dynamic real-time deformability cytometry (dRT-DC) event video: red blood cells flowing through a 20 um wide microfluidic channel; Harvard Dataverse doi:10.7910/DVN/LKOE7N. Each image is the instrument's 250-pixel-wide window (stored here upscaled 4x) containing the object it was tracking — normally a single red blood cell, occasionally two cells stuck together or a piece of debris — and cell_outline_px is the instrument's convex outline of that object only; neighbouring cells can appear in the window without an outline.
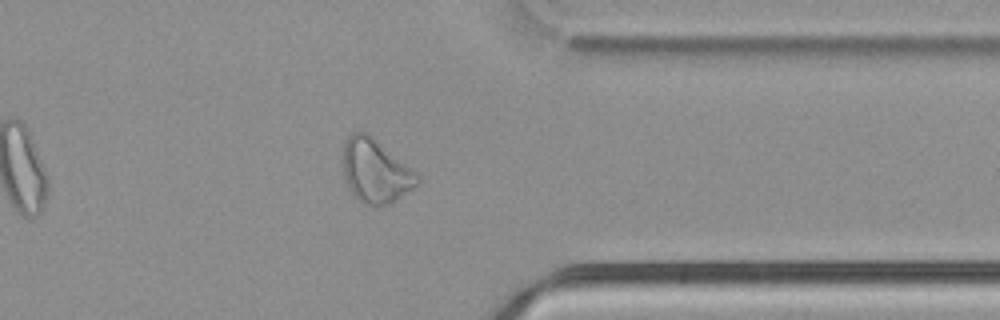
{"species": "common noctule bat (a hibernating species)", "species_latin": "Nyctalus noctula", "temperature_condition": "cold", "stored_images_in_passage": 35, "camera_frame_rate_fps": 3000, "um_per_image_px": 0.085, "animal": {"sex": "male", "body_mass_g": 21.5, "forearm_length_mm": 52.0}, "frame": {"image": 1, "passage_image": 25, "time_ms": 8.0, "image_size_px": [1000, 320], "cell_outline_px": [[420, 180], [412, 188], [388, 204], [360, 204], [348, 188], [344, 180], [344, 140], [352, 132], [368, 132], [416, 172], [420, 176]], "centroid_in_image_um": [31.88, 14.51], "position_along_channel_um": 379.5, "area_um2": 27.34}}